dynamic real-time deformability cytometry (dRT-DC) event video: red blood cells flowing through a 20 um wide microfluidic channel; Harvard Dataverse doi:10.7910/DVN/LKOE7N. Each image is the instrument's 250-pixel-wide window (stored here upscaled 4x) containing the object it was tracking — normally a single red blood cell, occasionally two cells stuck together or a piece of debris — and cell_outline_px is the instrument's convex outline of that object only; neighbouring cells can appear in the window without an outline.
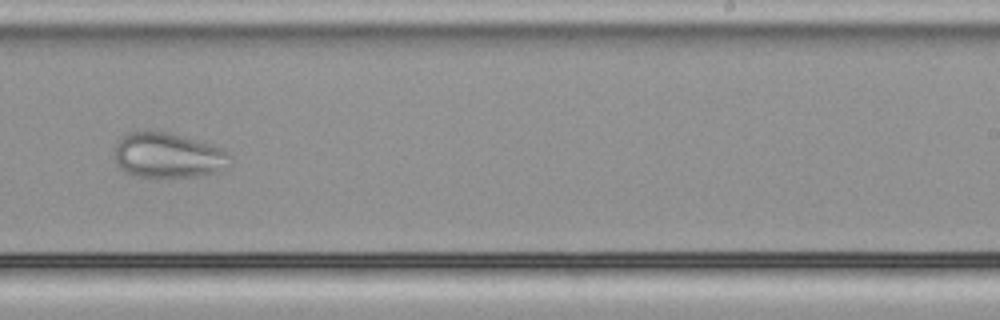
{"species": "common noctule bat (a hibernating species)", "species_latin": "Nyctalus noctula", "temperature_condition": "cold", "stored_images_in_passage": 47, "camera_frame_rate_fps": 3000, "um_per_image_px": 0.085, "animal": {"sex": "male", "body_mass_g": 21.5, "forearm_length_mm": 52.0}, "frame": {"image": 1, "passage_image": 30, "time_ms": 9.667, "image_size_px": [1000, 320], "cell_outline_px": [[232, 156], [228, 168], [216, 172], [196, 176], [132, 176], [124, 172], [116, 164], [112, 156], [112, 152], [120, 136], [128, 132], [168, 132], [212, 144], [224, 148]], "centroid_in_image_um": [14.27, 13.2], "position_along_channel_um": 274.7, "area_um2": 30.81}}
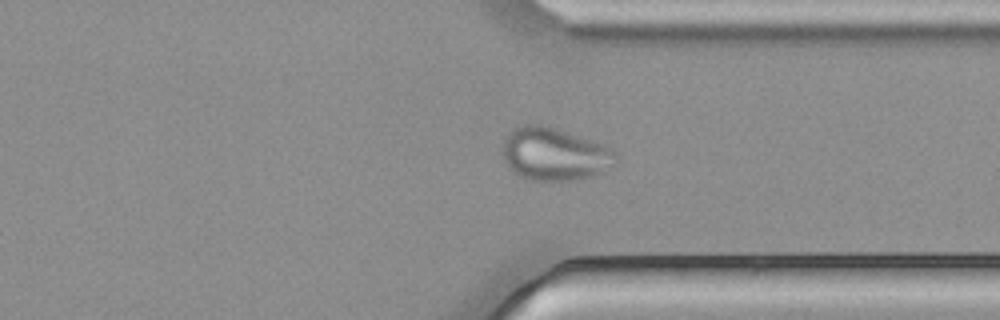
{"frame": {"image": 2, "passage_image": 37, "time_ms": 12.0, "image_size_px": [1000, 320], "cell_outline_px": [[620, 156], [592, 176], [576, 180], [532, 180], [520, 176], [512, 172], [508, 168], [504, 160], [500, 148], [504, 140], [512, 128], [524, 124], [540, 124], [556, 128], [604, 144], [616, 152]], "centroid_in_image_um": [47.04, 13.08], "position_along_channel_um": 364.4, "area_um2": 34.8}}
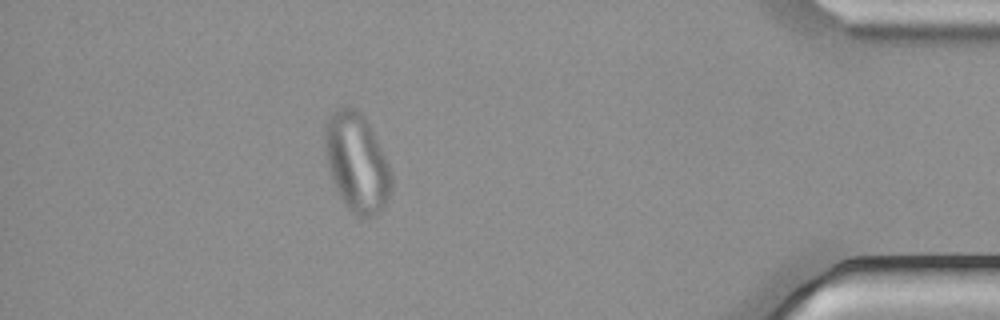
{"frame": {"image": 3, "passage_image": 44, "time_ms": 14.333, "image_size_px": [1000, 320], "cell_outline_px": [[392, 192], [380, 212], [372, 216], [360, 220], [344, 204], [332, 180], [328, 168], [324, 152], [324, 132], [328, 120], [332, 112], [336, 108], [344, 104], [352, 104], [364, 116], [388, 164], [392, 176]], "centroid_in_image_um": [30.31, 13.82], "position_along_channel_um": 404.9, "area_um2": 38.55}}